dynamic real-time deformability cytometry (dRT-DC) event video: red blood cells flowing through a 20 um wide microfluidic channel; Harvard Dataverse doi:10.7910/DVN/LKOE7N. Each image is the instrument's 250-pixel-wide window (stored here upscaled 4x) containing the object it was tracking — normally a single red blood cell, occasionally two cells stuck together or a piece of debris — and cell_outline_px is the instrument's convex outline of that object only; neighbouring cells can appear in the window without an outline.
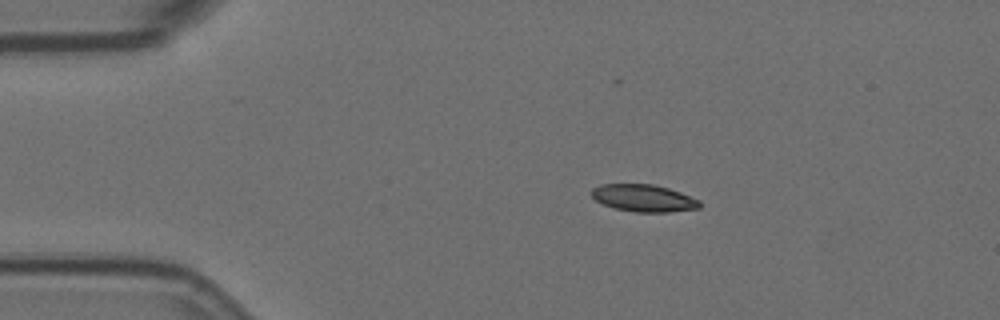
{"species": "Egyptian fruit bat (a non-hibernating species)", "species_latin": "Rousettus aegyptiacus", "temperature_condition": "room temperature", "stored_images_in_passage": 5, "camera_frame_rate_fps": 3000, "um_per_image_px": 0.085, "animal": {"sex": "female"}, "frame": {"image": 1, "passage_image": 3, "time_ms": 0.667, "image_size_px": [1000, 320], "cell_outline_px": [[700, 208], [668, 212], [636, 212], [616, 208], [604, 204], [596, 200], [588, 192], [592, 188], [600, 184], [652, 184], [668, 188], [680, 192], [700, 200]], "centroid_in_image_um": [54.69, 16.83], "position_along_channel_um": 30.3, "area_um2": 17.11}}